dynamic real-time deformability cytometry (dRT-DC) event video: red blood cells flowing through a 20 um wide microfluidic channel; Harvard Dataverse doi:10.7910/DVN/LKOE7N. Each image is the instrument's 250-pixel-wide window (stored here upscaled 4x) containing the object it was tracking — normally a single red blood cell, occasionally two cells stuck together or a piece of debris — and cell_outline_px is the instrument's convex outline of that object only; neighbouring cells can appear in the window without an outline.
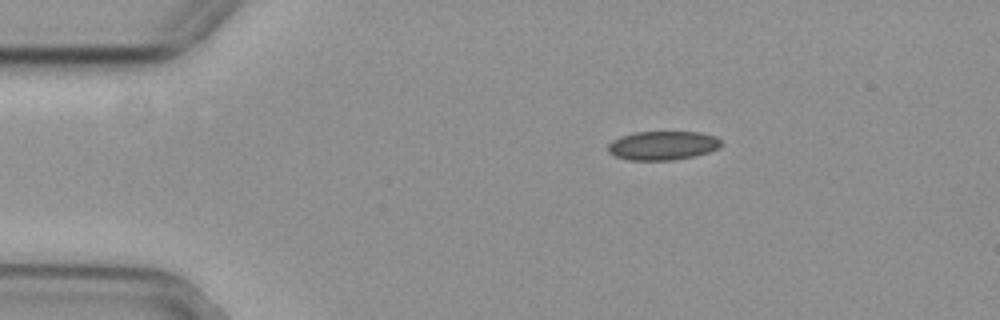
{"species": "common noctule bat (a hibernating species)", "species_latin": "Nyctalus noctula", "temperature_condition": "cold", "stored_images_in_passage": 47, "camera_frame_rate_fps": 3000, "um_per_image_px": 0.085, "animal": {"sex": "female", "body_mass_g": 29.2, "forearm_length_mm": 56.3}, "frame": {"image": 1, "passage_image": 1, "time_ms": 0.0, "image_size_px": [1000, 320], "cell_outline_px": [[720, 144], [716, 148], [708, 152], [696, 156], [672, 160], [628, 160], [616, 156], [608, 152], [608, 144], [612, 140], [620, 136], [632, 132], [700, 132], [716, 136], [720, 140]], "centroid_in_image_um": [56.29, 12.36], "position_along_channel_um": 28.7, "area_um2": 19.07}}
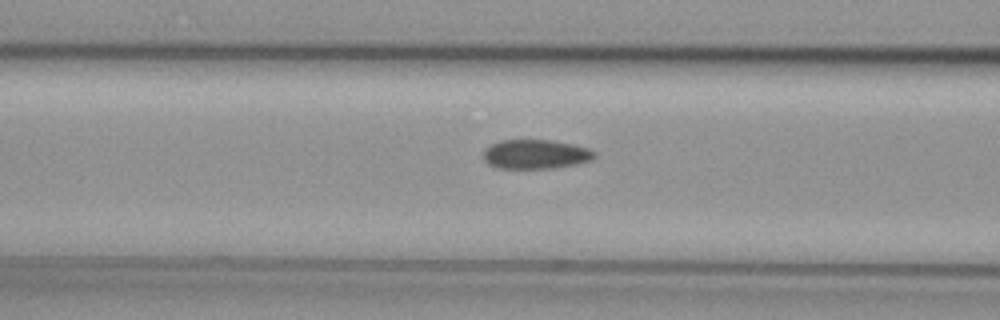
{"frame": {"image": 2, "passage_image": 13, "time_ms": 4.0, "image_size_px": [1000, 320], "cell_outline_px": [[596, 156], [592, 160], [576, 164], [552, 168], [496, 168], [488, 164], [484, 160], [484, 148], [488, 144], [500, 140], [552, 140], [572, 144], [588, 148], [596, 152]], "centroid_in_image_um": [45.5, 13.1], "position_along_channel_um": 121.1, "area_um2": 19.13}}
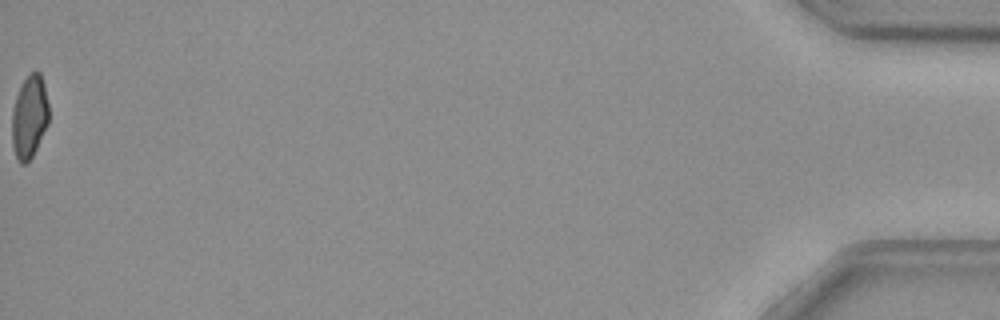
{"frame": {"image": 3, "passage_image": 47, "time_ms": 15.333, "image_size_px": [1000, 320], "cell_outline_px": [[48, 124], [28, 164], [20, 164], [16, 160], [12, 144], [12, 112], [16, 96], [24, 80], [32, 72], [40, 72], [44, 84], [48, 104]], "centroid_in_image_um": [2.49, 9.98], "position_along_channel_um": 432.7, "area_um2": 17.74}, "authors_computed_cell_mechanics": {"area_um2": 19.4208, "velocity_mm_per_s": 3.7074, "shape_relaxation_time_tau1_ms": 6.5105, "shape_relaxation_time_tau2_ms": 3.777, "deformation_change_tau1": 0.106, "deformation_change_tau2": 0.0607}}